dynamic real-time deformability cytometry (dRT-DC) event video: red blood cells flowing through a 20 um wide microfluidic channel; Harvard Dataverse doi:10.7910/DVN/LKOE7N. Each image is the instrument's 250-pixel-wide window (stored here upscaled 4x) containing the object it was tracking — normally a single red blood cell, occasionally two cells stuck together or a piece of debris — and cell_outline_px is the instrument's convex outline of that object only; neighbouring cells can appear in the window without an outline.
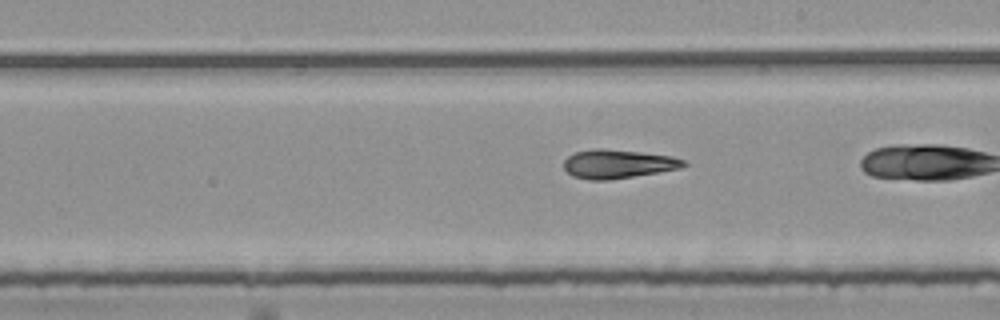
{"species": "common noctule bat (a hibernating species)", "species_latin": "Nyctalus noctula", "temperature_condition": "room temperature", "stored_images_in_passage": 30, "camera_frame_rate_fps": 3000, "um_per_image_px": 0.085, "animal": {"sex": "female", "body_mass_g": 25.1}, "frame": {"image": 1, "passage_image": 28, "time_ms": 9.0, "image_size_px": [1000, 320], "cell_outline_px": [[688, 164], [680, 168], [660, 172], [608, 180], [588, 180], [572, 176], [564, 168], [564, 160], [572, 152], [592, 148], [604, 148], [640, 152], [672, 156], [684, 160]], "centroid_in_image_um": [52.49, 13.92], "position_along_channel_um": 236.5, "area_um2": 20.29}}